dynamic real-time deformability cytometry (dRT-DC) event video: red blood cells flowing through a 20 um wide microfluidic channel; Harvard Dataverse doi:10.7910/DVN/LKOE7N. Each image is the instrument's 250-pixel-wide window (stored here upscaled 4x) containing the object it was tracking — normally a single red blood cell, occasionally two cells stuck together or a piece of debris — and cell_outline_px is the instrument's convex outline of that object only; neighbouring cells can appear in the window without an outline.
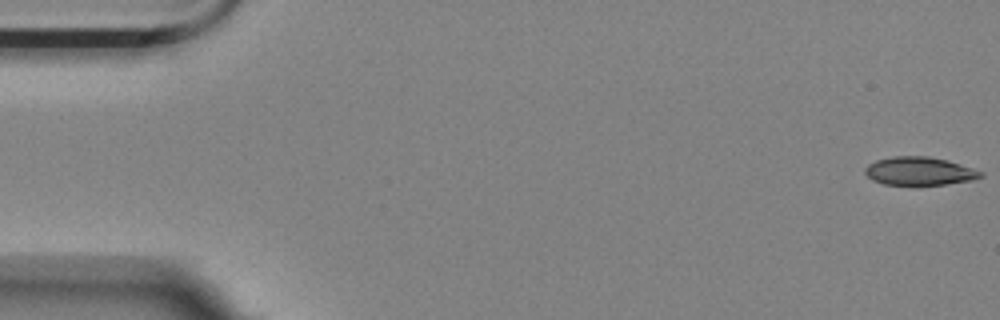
{"species": "Egyptian fruit bat (a non-hibernating species)", "species_latin": "Rousettus aegyptiacus", "temperature_condition": "room temperature", "stored_images_in_passage": 18, "camera_frame_rate_fps": 3000, "um_per_image_px": 0.085, "animal": {"sex": "female"}, "frame": {"image": 1, "passage_image": 1, "time_ms": 0.0, "image_size_px": [1000, 320], "cell_outline_px": [[984, 176], [972, 180], [916, 188], [912, 188], [884, 184], [872, 180], [864, 172], [864, 168], [868, 164], [876, 160], [892, 156], [928, 156], [948, 160], [984, 172]], "centroid_in_image_um": [78.12, 14.59], "position_along_channel_um": 6.9, "area_um2": 19.88}}
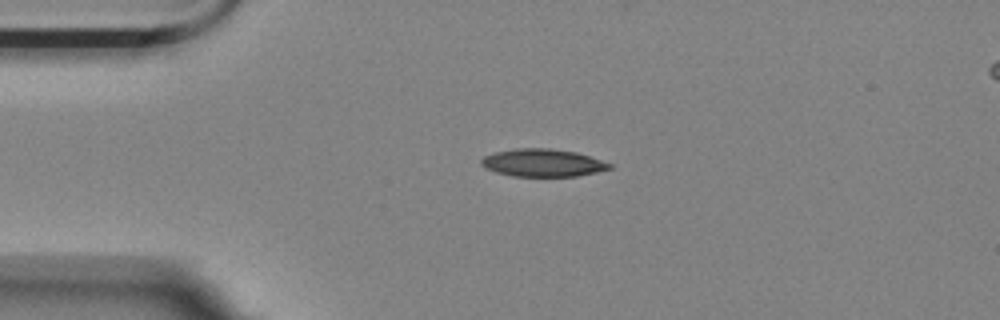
{"frame": {"image": 2, "passage_image": 13, "time_ms": 4.0, "image_size_px": [1000, 320], "cell_outline_px": [[612, 168], [596, 172], [576, 176], [512, 176], [496, 172], [484, 168], [480, 164], [480, 160], [484, 156], [496, 152], [516, 148], [552, 148], [576, 152], [612, 164]], "centroid_in_image_um": [46.1, 13.83], "position_along_channel_um": 38.9, "area_um2": 20.63}}
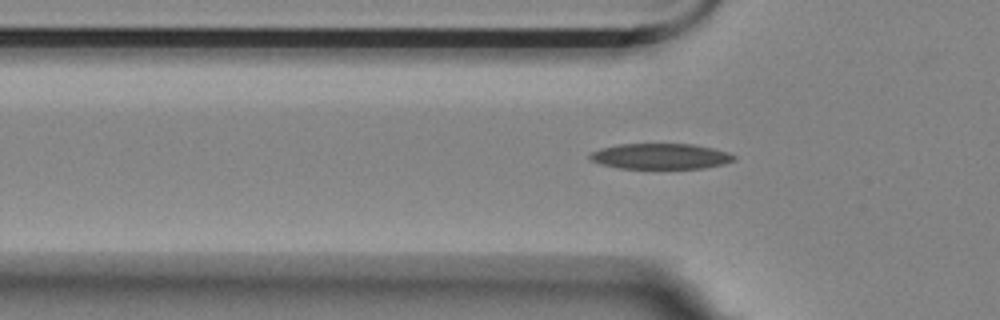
{"frame": {"image": 3, "passage_image": 18, "time_ms": 5.667, "image_size_px": [1000, 320], "cell_outline_px": [[736, 160], [724, 164], [704, 168], [620, 168], [600, 164], [588, 160], [588, 156], [592, 152], [600, 148], [620, 144], [692, 144], [712, 148], [728, 152], [736, 156]], "centroid_in_image_um": [56.14, 13.28], "position_along_channel_um": 69.7, "area_um2": 21.56}}